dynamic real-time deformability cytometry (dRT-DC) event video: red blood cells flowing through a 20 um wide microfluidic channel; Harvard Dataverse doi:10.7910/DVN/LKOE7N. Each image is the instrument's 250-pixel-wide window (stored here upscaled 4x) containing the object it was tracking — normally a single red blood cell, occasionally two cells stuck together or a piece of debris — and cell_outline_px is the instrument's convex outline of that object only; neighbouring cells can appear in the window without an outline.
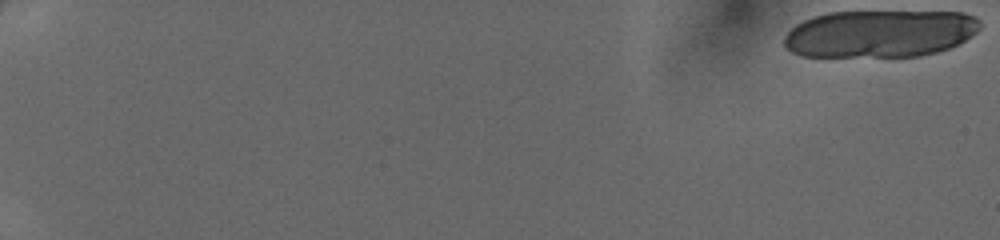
{"species": "human", "species_latin": "Homo sapiens", "temperature_condition": "cold", "stored_images_in_passage": 24, "camera_frame_rate_fps": 3000, "um_per_image_px": 0.085, "donor": {"sex": "female"}, "frame": {"image": 1, "passage_image": 1, "time_ms": 0.0, "image_size_px": [1000, 240], "cell_outline_px": [[980, 28], [976, 32], [964, 40], [948, 48], [936, 52], [920, 56], [800, 56], [792, 52], [784, 44], [784, 36], [796, 24], [812, 16], [828, 12], [964, 12], [976, 16], [980, 20]], "centroid_in_image_um": [74.78, 2.85], "position_along_channel_um": 10.2, "area_um2": 54.04}}